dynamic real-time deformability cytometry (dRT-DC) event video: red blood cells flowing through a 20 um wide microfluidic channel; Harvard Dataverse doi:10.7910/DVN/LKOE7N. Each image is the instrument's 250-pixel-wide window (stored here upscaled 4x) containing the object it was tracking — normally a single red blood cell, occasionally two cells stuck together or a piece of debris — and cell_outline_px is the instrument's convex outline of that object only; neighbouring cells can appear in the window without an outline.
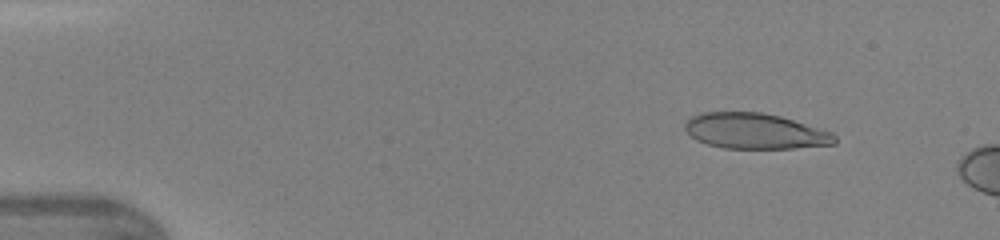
{"species": "human", "species_latin": "Homo sapiens", "temperature_condition": "warm", "stored_images_in_passage": 7, "camera_frame_rate_fps": 3000, "um_per_image_px": 0.085, "donor": {"sex": "female"}, "frame": {"image": 1, "passage_image": 1, "time_ms": 0.0, "image_size_px": [1000, 240], "cell_outline_px": [[836, 144], [792, 148], [724, 148], [708, 144], [696, 140], [684, 128], [684, 124], [692, 116], [700, 112], [760, 112], [780, 116], [832, 132], [836, 136]], "centroid_in_image_um": [64.17, 11.14], "position_along_channel_um": 20.8, "area_um2": 30.92}}